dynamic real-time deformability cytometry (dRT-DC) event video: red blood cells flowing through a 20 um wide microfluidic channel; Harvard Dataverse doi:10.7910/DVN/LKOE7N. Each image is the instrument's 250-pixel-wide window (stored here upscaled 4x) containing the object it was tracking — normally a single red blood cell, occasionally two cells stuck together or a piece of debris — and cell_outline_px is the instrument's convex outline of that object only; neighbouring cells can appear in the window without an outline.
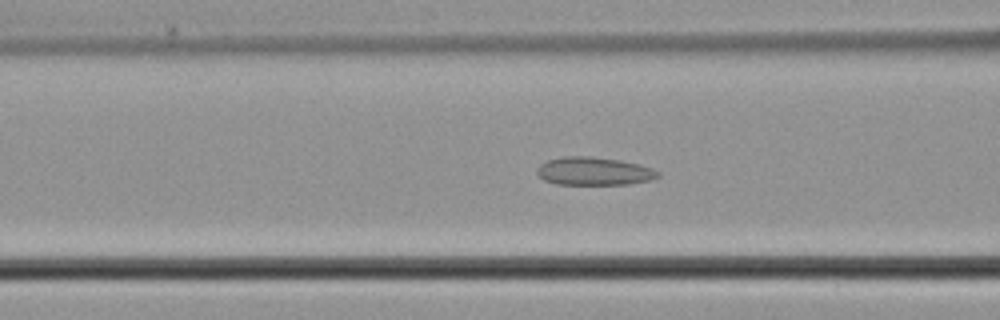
{"species": "common noctule bat (a hibernating species)", "species_latin": "Nyctalus noctula", "temperature_condition": "cold", "stored_images_in_passage": 50, "camera_frame_rate_fps": 3000, "um_per_image_px": 0.085, "animal": {"sex": "male", "body_mass_g": 21.5, "forearm_length_mm": 52.0}, "frame": {"image": 1, "passage_image": 20, "time_ms": 6.333, "image_size_px": [1000, 320], "cell_outline_px": [[660, 176], [652, 180], [628, 184], [556, 184], [544, 180], [536, 172], [536, 168], [540, 164], [548, 160], [564, 156], [592, 156], [620, 160], [640, 164], [652, 168], [660, 172]], "centroid_in_image_um": [50.5, 14.55], "position_along_channel_um": 116.1, "area_um2": 19.94}}
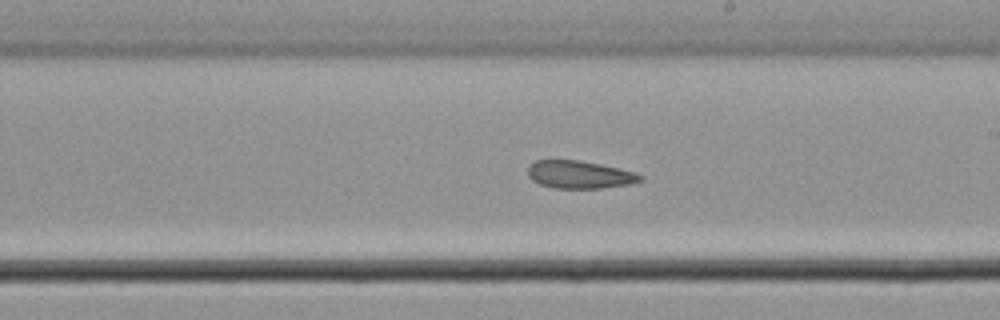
{"frame": {"image": 2, "passage_image": 29, "time_ms": 9.333, "image_size_px": [1000, 320], "cell_outline_px": [[644, 180], [632, 184], [600, 188], [552, 188], [540, 184], [532, 180], [528, 176], [528, 168], [536, 160], [580, 160], [600, 164], [632, 172], [644, 176]], "centroid_in_image_um": [49.27, 14.85], "position_along_channel_um": 239.7, "area_um2": 18.09}}
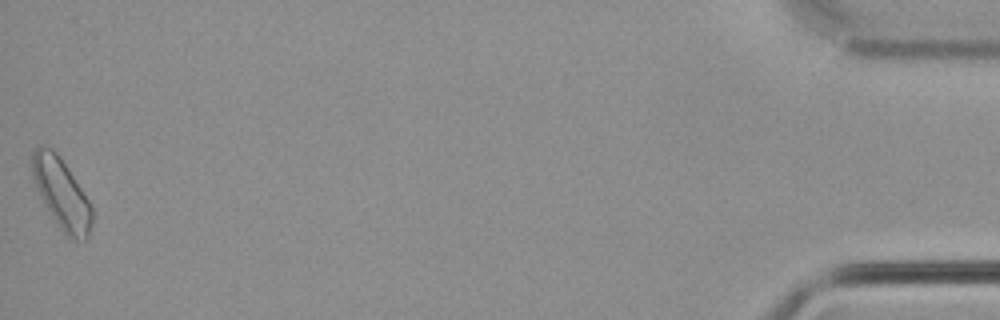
{"frame": {"image": 3, "passage_image": 50, "time_ms": 16.333, "image_size_px": [1000, 320], "cell_outline_px": [[92, 224], [88, 236], [84, 240], [68, 240], [52, 216], [36, 188], [32, 176], [32, 152], [40, 144], [52, 148], [60, 156], [88, 200], [92, 208]], "centroid_in_image_um": [5.22, 16.46], "position_along_channel_um": 430.0, "area_um2": 24.33}}